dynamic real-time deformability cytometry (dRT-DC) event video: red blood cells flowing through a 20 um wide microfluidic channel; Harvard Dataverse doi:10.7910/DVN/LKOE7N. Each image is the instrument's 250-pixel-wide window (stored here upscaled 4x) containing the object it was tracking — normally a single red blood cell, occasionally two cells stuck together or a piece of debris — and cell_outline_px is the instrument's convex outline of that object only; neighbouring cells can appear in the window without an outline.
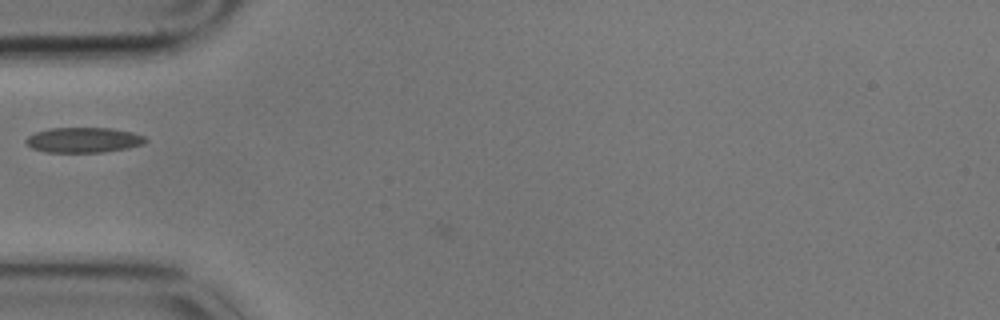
{"species": "common noctule bat (a hibernating species)", "species_latin": "Nyctalus noctula", "temperature_condition": "cold", "stored_images_in_passage": 6, "camera_frame_rate_fps": 3000, "um_per_image_px": 0.085, "animal": {"sex": "male", "body_mass_g": 17.9}, "frame": {"image": 1, "passage_image": 5, "time_ms": 1.333, "image_size_px": [1000, 320], "cell_outline_px": [[148, 140], [144, 144], [128, 148], [104, 152], [44, 152], [32, 148], [24, 140], [28, 136], [36, 132], [48, 128], [112, 128], [132, 132], [144, 136]], "centroid_in_image_um": [7.11, 11.9], "position_along_channel_um": 77.9, "area_um2": 17.63}}